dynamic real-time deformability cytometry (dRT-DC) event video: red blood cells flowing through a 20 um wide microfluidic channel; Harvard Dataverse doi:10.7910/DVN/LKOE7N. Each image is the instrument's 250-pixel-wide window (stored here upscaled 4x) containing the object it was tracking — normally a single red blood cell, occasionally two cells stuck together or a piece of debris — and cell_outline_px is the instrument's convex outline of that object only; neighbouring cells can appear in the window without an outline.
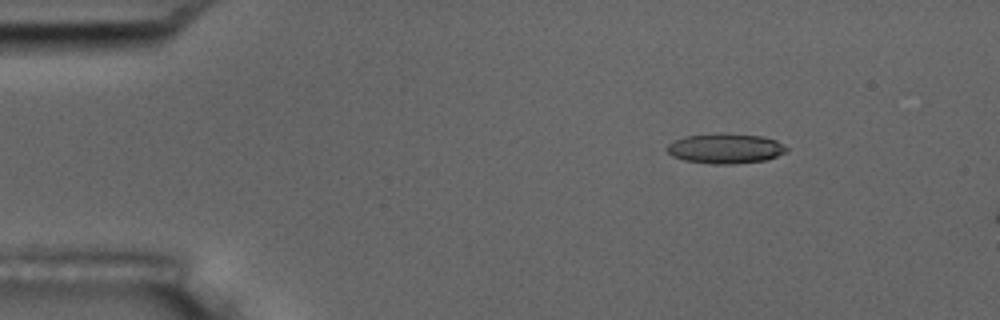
{"species": "common noctule bat (a hibernating species)", "species_latin": "Nyctalus noctula", "temperature_condition": "room temperature", "stored_images_in_passage": 4, "camera_frame_rate_fps": 3000, "um_per_image_px": 0.085, "animal": {"sex": "male", "body_mass_g": 17.5, "forearm_length_mm": 52.3}, "frame": {"image": 1, "passage_image": 2, "time_ms": 1.0, "image_size_px": [1000, 320], "cell_outline_px": [[788, 152], [764, 160], [736, 164], [712, 164], [684, 160], [672, 156], [664, 148], [668, 144], [684, 136], [720, 132], [724, 132], [760, 136], [776, 140], [788, 148]], "centroid_in_image_um": [61.64, 12.61], "position_along_channel_um": 23.4, "area_um2": 21.15}}